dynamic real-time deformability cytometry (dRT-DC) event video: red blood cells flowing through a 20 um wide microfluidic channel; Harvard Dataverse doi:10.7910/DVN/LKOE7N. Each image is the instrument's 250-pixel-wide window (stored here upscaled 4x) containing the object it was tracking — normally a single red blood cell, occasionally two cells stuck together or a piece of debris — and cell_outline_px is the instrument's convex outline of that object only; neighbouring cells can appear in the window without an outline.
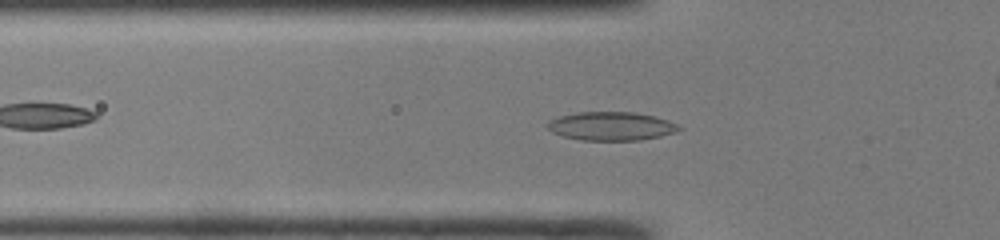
{"species": "common noctule bat (a hibernating species)", "species_latin": "Nyctalus noctula", "temperature_condition": "room temperature", "stored_images_in_passage": 49, "camera_frame_rate_fps": 3000, "um_per_image_px": 0.085, "animal": {"sex": "male", "body_mass_g": 19.0, "forearm_length_mm": 50.8}, "frame": {"image": 1, "passage_image": 16, "time_ms": 5.0, "image_size_px": [1000, 240], "cell_outline_px": [[684, 128], [676, 132], [660, 136], [640, 140], [580, 140], [564, 136], [552, 132], [548, 128], [548, 120], [556, 116], [580, 112], [636, 112], [668, 120]], "centroid_in_image_um": [51.95, 10.72], "position_along_channel_um": 73.9, "area_um2": 21.91}}
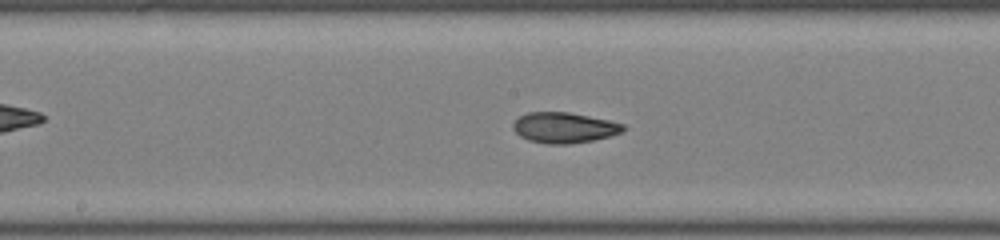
{"frame": {"image": 2, "passage_image": 25, "time_ms": 8.0, "image_size_px": [1000, 240], "cell_outline_px": [[624, 132], [612, 136], [592, 140], [568, 144], [548, 144], [528, 140], [520, 136], [512, 128], [512, 124], [520, 116], [528, 112], [568, 112], [608, 120], [624, 124]], "centroid_in_image_um": [47.95, 10.85], "position_along_channel_um": 200.2, "area_um2": 19.59}}
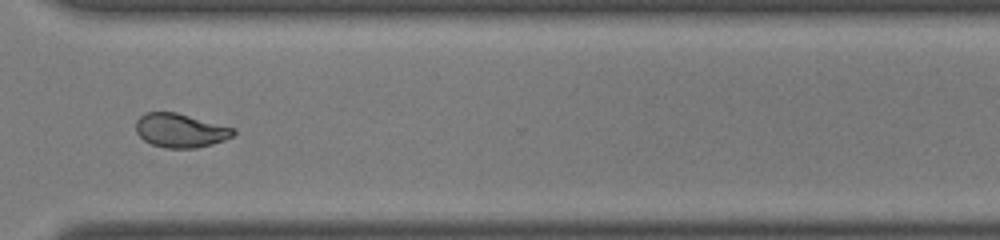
{"frame": {"image": 3, "passage_image": 36, "time_ms": 11.667, "image_size_px": [1000, 240], "cell_outline_px": [[236, 132], [232, 136], [224, 140], [212, 144], [196, 148], [164, 148], [152, 144], [144, 140], [136, 132], [136, 120], [144, 112], [176, 112], [236, 128]], "centroid_in_image_um": [15.34, 11.08], "position_along_channel_um": 355.3, "area_um2": 19.36}, "authors_computed_cell_mechanics": {"area_um2": 20.0566, "velocity_mm_per_s": 4.207, "shape_relaxation_time_tau1_ms": null, "shape_relaxation_time_tau2_ms": 1.8683, "deformation_change_tau1": null, "deformation_change_tau2": 0.0723}}